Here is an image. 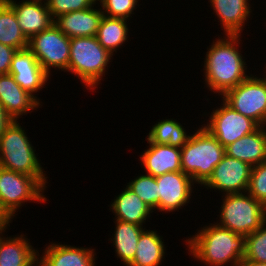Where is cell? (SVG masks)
<instances>
[{"label": "cell", "mask_w": 266, "mask_h": 266, "mask_svg": "<svg viewBox=\"0 0 266 266\" xmlns=\"http://www.w3.org/2000/svg\"><path fill=\"white\" fill-rule=\"evenodd\" d=\"M14 10L21 31L29 40L32 36L48 29L53 23L47 3L31 0L16 4L13 0H5Z\"/></svg>", "instance_id": "14"}, {"label": "cell", "mask_w": 266, "mask_h": 266, "mask_svg": "<svg viewBox=\"0 0 266 266\" xmlns=\"http://www.w3.org/2000/svg\"><path fill=\"white\" fill-rule=\"evenodd\" d=\"M248 0H211L213 9L220 18L227 35H239L245 20L250 15Z\"/></svg>", "instance_id": "20"}, {"label": "cell", "mask_w": 266, "mask_h": 266, "mask_svg": "<svg viewBox=\"0 0 266 266\" xmlns=\"http://www.w3.org/2000/svg\"><path fill=\"white\" fill-rule=\"evenodd\" d=\"M28 48L48 74L51 66L68 70L70 38L54 23L48 29L32 36L28 40Z\"/></svg>", "instance_id": "9"}, {"label": "cell", "mask_w": 266, "mask_h": 266, "mask_svg": "<svg viewBox=\"0 0 266 266\" xmlns=\"http://www.w3.org/2000/svg\"><path fill=\"white\" fill-rule=\"evenodd\" d=\"M266 221L260 228L245 236V256L243 261L266 263Z\"/></svg>", "instance_id": "29"}, {"label": "cell", "mask_w": 266, "mask_h": 266, "mask_svg": "<svg viewBox=\"0 0 266 266\" xmlns=\"http://www.w3.org/2000/svg\"><path fill=\"white\" fill-rule=\"evenodd\" d=\"M221 208L218 225L243 236L250 235L266 221V207L249 193L226 194Z\"/></svg>", "instance_id": "6"}, {"label": "cell", "mask_w": 266, "mask_h": 266, "mask_svg": "<svg viewBox=\"0 0 266 266\" xmlns=\"http://www.w3.org/2000/svg\"><path fill=\"white\" fill-rule=\"evenodd\" d=\"M234 110L252 119L259 126L266 124V78L247 77L223 95Z\"/></svg>", "instance_id": "8"}, {"label": "cell", "mask_w": 266, "mask_h": 266, "mask_svg": "<svg viewBox=\"0 0 266 266\" xmlns=\"http://www.w3.org/2000/svg\"><path fill=\"white\" fill-rule=\"evenodd\" d=\"M11 218L6 214L0 205V228H6Z\"/></svg>", "instance_id": "35"}, {"label": "cell", "mask_w": 266, "mask_h": 266, "mask_svg": "<svg viewBox=\"0 0 266 266\" xmlns=\"http://www.w3.org/2000/svg\"><path fill=\"white\" fill-rule=\"evenodd\" d=\"M9 73L17 84L31 95L42 89L49 77L29 48L17 50Z\"/></svg>", "instance_id": "13"}, {"label": "cell", "mask_w": 266, "mask_h": 266, "mask_svg": "<svg viewBox=\"0 0 266 266\" xmlns=\"http://www.w3.org/2000/svg\"><path fill=\"white\" fill-rule=\"evenodd\" d=\"M34 2H42V0H32ZM48 0H46V3H47Z\"/></svg>", "instance_id": "37"}, {"label": "cell", "mask_w": 266, "mask_h": 266, "mask_svg": "<svg viewBox=\"0 0 266 266\" xmlns=\"http://www.w3.org/2000/svg\"><path fill=\"white\" fill-rule=\"evenodd\" d=\"M148 207L158 208V184L156 177L141 175L127 185Z\"/></svg>", "instance_id": "28"}, {"label": "cell", "mask_w": 266, "mask_h": 266, "mask_svg": "<svg viewBox=\"0 0 266 266\" xmlns=\"http://www.w3.org/2000/svg\"><path fill=\"white\" fill-rule=\"evenodd\" d=\"M223 102L224 106L213 111L211 121L205 128L225 148L237 139L253 133L260 126Z\"/></svg>", "instance_id": "10"}, {"label": "cell", "mask_w": 266, "mask_h": 266, "mask_svg": "<svg viewBox=\"0 0 266 266\" xmlns=\"http://www.w3.org/2000/svg\"><path fill=\"white\" fill-rule=\"evenodd\" d=\"M187 241L192 255L206 265L222 266L232 262L239 266L245 256V236L218 224L203 228Z\"/></svg>", "instance_id": "1"}, {"label": "cell", "mask_w": 266, "mask_h": 266, "mask_svg": "<svg viewBox=\"0 0 266 266\" xmlns=\"http://www.w3.org/2000/svg\"><path fill=\"white\" fill-rule=\"evenodd\" d=\"M17 49L0 43V75L8 74Z\"/></svg>", "instance_id": "33"}, {"label": "cell", "mask_w": 266, "mask_h": 266, "mask_svg": "<svg viewBox=\"0 0 266 266\" xmlns=\"http://www.w3.org/2000/svg\"><path fill=\"white\" fill-rule=\"evenodd\" d=\"M13 120L14 119L6 112L4 106L0 103V137Z\"/></svg>", "instance_id": "34"}, {"label": "cell", "mask_w": 266, "mask_h": 266, "mask_svg": "<svg viewBox=\"0 0 266 266\" xmlns=\"http://www.w3.org/2000/svg\"><path fill=\"white\" fill-rule=\"evenodd\" d=\"M133 261L128 266H158L163 258L164 244L155 231H143Z\"/></svg>", "instance_id": "24"}, {"label": "cell", "mask_w": 266, "mask_h": 266, "mask_svg": "<svg viewBox=\"0 0 266 266\" xmlns=\"http://www.w3.org/2000/svg\"><path fill=\"white\" fill-rule=\"evenodd\" d=\"M99 1V0H97ZM102 3L103 15L115 18L128 19L138 0H100ZM107 13V15H106Z\"/></svg>", "instance_id": "32"}, {"label": "cell", "mask_w": 266, "mask_h": 266, "mask_svg": "<svg viewBox=\"0 0 266 266\" xmlns=\"http://www.w3.org/2000/svg\"><path fill=\"white\" fill-rule=\"evenodd\" d=\"M239 266H266V263L256 261H242Z\"/></svg>", "instance_id": "36"}, {"label": "cell", "mask_w": 266, "mask_h": 266, "mask_svg": "<svg viewBox=\"0 0 266 266\" xmlns=\"http://www.w3.org/2000/svg\"><path fill=\"white\" fill-rule=\"evenodd\" d=\"M28 240L20 237H0V266H33L39 258Z\"/></svg>", "instance_id": "21"}, {"label": "cell", "mask_w": 266, "mask_h": 266, "mask_svg": "<svg viewBox=\"0 0 266 266\" xmlns=\"http://www.w3.org/2000/svg\"><path fill=\"white\" fill-rule=\"evenodd\" d=\"M116 223L113 243L116 248L117 256L128 266L134 259L139 237L144 229L142 226L134 223L120 220H116Z\"/></svg>", "instance_id": "23"}, {"label": "cell", "mask_w": 266, "mask_h": 266, "mask_svg": "<svg viewBox=\"0 0 266 266\" xmlns=\"http://www.w3.org/2000/svg\"><path fill=\"white\" fill-rule=\"evenodd\" d=\"M111 209L117 215L116 219L128 223H134L139 226L143 225L147 216L152 212L130 188L126 189L116 197L111 204Z\"/></svg>", "instance_id": "22"}, {"label": "cell", "mask_w": 266, "mask_h": 266, "mask_svg": "<svg viewBox=\"0 0 266 266\" xmlns=\"http://www.w3.org/2000/svg\"><path fill=\"white\" fill-rule=\"evenodd\" d=\"M0 43L17 50L28 48V39L21 31L13 8L5 0H0Z\"/></svg>", "instance_id": "25"}, {"label": "cell", "mask_w": 266, "mask_h": 266, "mask_svg": "<svg viewBox=\"0 0 266 266\" xmlns=\"http://www.w3.org/2000/svg\"><path fill=\"white\" fill-rule=\"evenodd\" d=\"M126 20L105 15L101 18L96 38L103 48L107 49L111 54L127 39L128 27Z\"/></svg>", "instance_id": "26"}, {"label": "cell", "mask_w": 266, "mask_h": 266, "mask_svg": "<svg viewBox=\"0 0 266 266\" xmlns=\"http://www.w3.org/2000/svg\"><path fill=\"white\" fill-rule=\"evenodd\" d=\"M224 155L225 148L205 127H201L181 148L182 172L202 185Z\"/></svg>", "instance_id": "3"}, {"label": "cell", "mask_w": 266, "mask_h": 266, "mask_svg": "<svg viewBox=\"0 0 266 266\" xmlns=\"http://www.w3.org/2000/svg\"><path fill=\"white\" fill-rule=\"evenodd\" d=\"M252 166L226 154L216 165L204 186L222 190L226 194L246 192L249 187Z\"/></svg>", "instance_id": "11"}, {"label": "cell", "mask_w": 266, "mask_h": 266, "mask_svg": "<svg viewBox=\"0 0 266 266\" xmlns=\"http://www.w3.org/2000/svg\"><path fill=\"white\" fill-rule=\"evenodd\" d=\"M228 39H218L206 54L205 80L211 90L224 95L228 90L243 82L245 62L238 52L239 35H227Z\"/></svg>", "instance_id": "2"}, {"label": "cell", "mask_w": 266, "mask_h": 266, "mask_svg": "<svg viewBox=\"0 0 266 266\" xmlns=\"http://www.w3.org/2000/svg\"><path fill=\"white\" fill-rule=\"evenodd\" d=\"M103 12L88 8L60 15L54 24L69 38L96 36Z\"/></svg>", "instance_id": "17"}, {"label": "cell", "mask_w": 266, "mask_h": 266, "mask_svg": "<svg viewBox=\"0 0 266 266\" xmlns=\"http://www.w3.org/2000/svg\"><path fill=\"white\" fill-rule=\"evenodd\" d=\"M45 187L36 177L0 168V205L10 218L22 202L46 201Z\"/></svg>", "instance_id": "7"}, {"label": "cell", "mask_w": 266, "mask_h": 266, "mask_svg": "<svg viewBox=\"0 0 266 266\" xmlns=\"http://www.w3.org/2000/svg\"><path fill=\"white\" fill-rule=\"evenodd\" d=\"M247 191L266 207V162L252 167Z\"/></svg>", "instance_id": "30"}, {"label": "cell", "mask_w": 266, "mask_h": 266, "mask_svg": "<svg viewBox=\"0 0 266 266\" xmlns=\"http://www.w3.org/2000/svg\"><path fill=\"white\" fill-rule=\"evenodd\" d=\"M158 184V209L175 211L189 202L192 178L182 171L169 172L156 177Z\"/></svg>", "instance_id": "12"}, {"label": "cell", "mask_w": 266, "mask_h": 266, "mask_svg": "<svg viewBox=\"0 0 266 266\" xmlns=\"http://www.w3.org/2000/svg\"><path fill=\"white\" fill-rule=\"evenodd\" d=\"M141 155V161L149 175L157 177L169 172L182 171L181 148L151 143Z\"/></svg>", "instance_id": "16"}, {"label": "cell", "mask_w": 266, "mask_h": 266, "mask_svg": "<svg viewBox=\"0 0 266 266\" xmlns=\"http://www.w3.org/2000/svg\"><path fill=\"white\" fill-rule=\"evenodd\" d=\"M95 2L96 0H48L47 6L52 19L55 20L60 15L91 8Z\"/></svg>", "instance_id": "31"}, {"label": "cell", "mask_w": 266, "mask_h": 266, "mask_svg": "<svg viewBox=\"0 0 266 266\" xmlns=\"http://www.w3.org/2000/svg\"><path fill=\"white\" fill-rule=\"evenodd\" d=\"M17 120L7 127L0 137L1 168L36 177L44 186L46 177L33 146Z\"/></svg>", "instance_id": "4"}, {"label": "cell", "mask_w": 266, "mask_h": 266, "mask_svg": "<svg viewBox=\"0 0 266 266\" xmlns=\"http://www.w3.org/2000/svg\"><path fill=\"white\" fill-rule=\"evenodd\" d=\"M112 55L103 48L96 36L70 38L68 71L80 77L87 87L94 89L105 73Z\"/></svg>", "instance_id": "5"}, {"label": "cell", "mask_w": 266, "mask_h": 266, "mask_svg": "<svg viewBox=\"0 0 266 266\" xmlns=\"http://www.w3.org/2000/svg\"><path fill=\"white\" fill-rule=\"evenodd\" d=\"M0 103L14 120L39 106L37 98L22 89L10 73L0 75Z\"/></svg>", "instance_id": "15"}, {"label": "cell", "mask_w": 266, "mask_h": 266, "mask_svg": "<svg viewBox=\"0 0 266 266\" xmlns=\"http://www.w3.org/2000/svg\"><path fill=\"white\" fill-rule=\"evenodd\" d=\"M6 228H0V233L3 232V230L5 231Z\"/></svg>", "instance_id": "38"}, {"label": "cell", "mask_w": 266, "mask_h": 266, "mask_svg": "<svg viewBox=\"0 0 266 266\" xmlns=\"http://www.w3.org/2000/svg\"><path fill=\"white\" fill-rule=\"evenodd\" d=\"M260 126L253 133L246 135L225 147L229 157L256 166L266 162V131Z\"/></svg>", "instance_id": "18"}, {"label": "cell", "mask_w": 266, "mask_h": 266, "mask_svg": "<svg viewBox=\"0 0 266 266\" xmlns=\"http://www.w3.org/2000/svg\"><path fill=\"white\" fill-rule=\"evenodd\" d=\"M45 255L38 266H94L93 250L67 245L51 244L45 249Z\"/></svg>", "instance_id": "19"}, {"label": "cell", "mask_w": 266, "mask_h": 266, "mask_svg": "<svg viewBox=\"0 0 266 266\" xmlns=\"http://www.w3.org/2000/svg\"><path fill=\"white\" fill-rule=\"evenodd\" d=\"M184 128L175 120H163L155 124L148 135L151 143L182 148L188 141Z\"/></svg>", "instance_id": "27"}]
</instances>
